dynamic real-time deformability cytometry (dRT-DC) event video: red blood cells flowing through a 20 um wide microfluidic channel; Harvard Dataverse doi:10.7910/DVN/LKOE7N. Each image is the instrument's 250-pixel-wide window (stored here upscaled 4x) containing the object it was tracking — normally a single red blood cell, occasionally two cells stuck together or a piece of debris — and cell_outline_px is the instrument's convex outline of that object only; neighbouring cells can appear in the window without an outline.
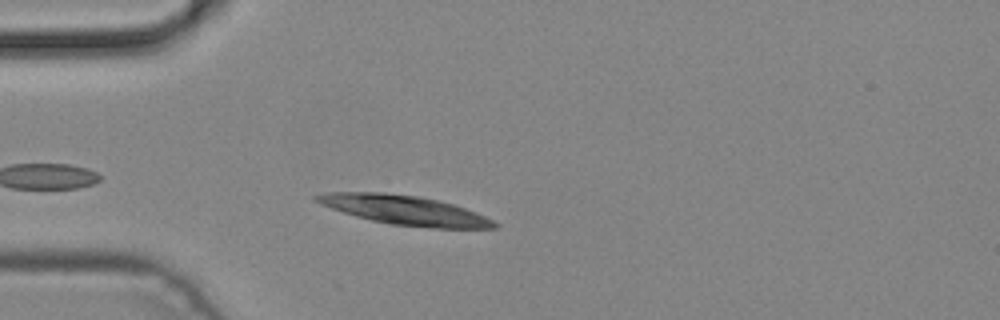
{"species": "common noctule bat (a hibernating species)", "species_latin": "Nyctalus noctula", "temperature_condition": "cold", "stored_images_in_passage": 2, "camera_frame_rate_fps": 3000, "um_per_image_px": 0.085, "animal": {"sex": "male", "body_mass_g": 19.2, "forearm_length_mm": 51.8}, "frame": {"image": 1, "passage_image": 2, "time_ms": 0.333, "image_size_px": [1000, 320], "cell_outline_px": [[500, 224], [496, 228], [432, 228], [392, 224], [372, 220], [356, 216], [320, 204], [312, 200], [312, 196], [328, 192], [384, 192], [420, 196], [452, 204], [476, 212]], "centroid_in_image_um": [34.37, 17.85], "position_along_channel_um": 50.6, "area_um2": 30.17}}